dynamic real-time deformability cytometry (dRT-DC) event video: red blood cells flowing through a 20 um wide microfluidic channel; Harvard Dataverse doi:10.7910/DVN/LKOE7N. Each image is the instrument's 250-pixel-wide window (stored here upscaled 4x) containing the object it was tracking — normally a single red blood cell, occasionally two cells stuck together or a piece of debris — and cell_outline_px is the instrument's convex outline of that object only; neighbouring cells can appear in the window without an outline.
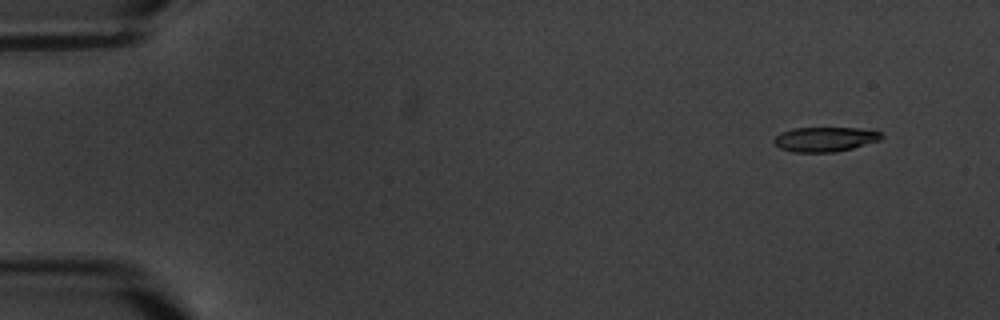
{"species": "common noctule bat (a hibernating species)", "species_latin": "Nyctalus noctula", "temperature_condition": "warm", "stored_images_in_passage": 4, "camera_frame_rate_fps": 3000, "um_per_image_px": 0.085, "animal": {"sex": "male", "body_mass_g": 20.1, "forearm_length_mm": 53.5}, "frame": {"image": 1, "passage_image": 1, "time_ms": 0.0, "image_size_px": [1000, 320], "cell_outline_px": [[884, 136], [880, 140], [852, 148], [836, 152], [792, 152], [780, 148], [772, 140], [780, 132], [792, 128], [872, 128], [880, 132]], "centroid_in_image_um": [70.15, 11.82], "position_along_channel_um": 14.9, "area_um2": 15.61}}